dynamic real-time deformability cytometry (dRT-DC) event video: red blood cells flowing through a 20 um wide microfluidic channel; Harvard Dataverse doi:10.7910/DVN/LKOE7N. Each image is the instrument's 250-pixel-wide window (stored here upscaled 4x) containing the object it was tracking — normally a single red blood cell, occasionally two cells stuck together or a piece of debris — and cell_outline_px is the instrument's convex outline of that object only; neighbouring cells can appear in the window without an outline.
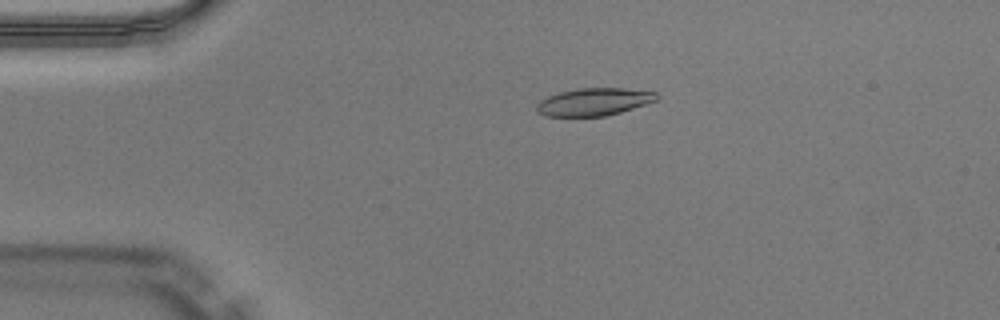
{"species": "Egyptian fruit bat (a non-hibernating species)", "species_latin": "Rousettus aegyptiacus", "temperature_condition": "warm", "stored_images_in_passage": 50, "camera_frame_rate_fps": 3000, "um_per_image_px": 0.085, "animal": {"sex": "male"}, "frame": {"image": 1, "passage_image": 11, "time_ms": 3.333, "image_size_px": [1000, 320], "cell_outline_px": [[660, 96], [656, 100], [620, 112], [604, 116], [544, 116], [536, 112], [536, 104], [540, 100], [548, 96], [560, 92], [580, 88], [624, 88], [656, 92]], "centroid_in_image_um": [50.45, 8.65], "position_along_channel_um": 34.6, "area_um2": 19.19}}
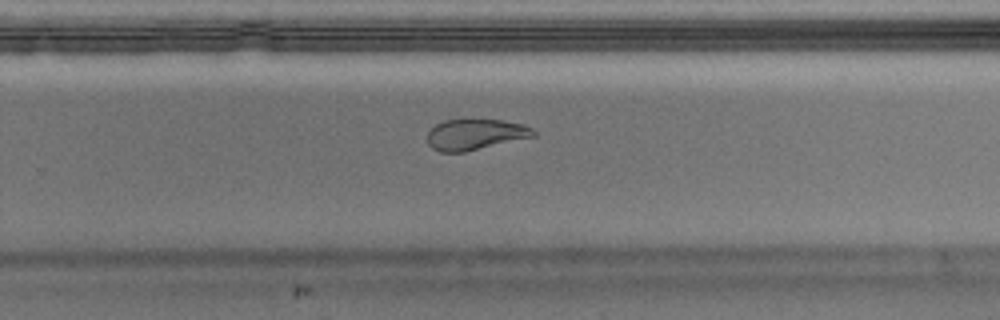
{"frame": {"image": 2, "passage_image": 33, "time_ms": 10.667, "image_size_px": [1000, 320], "cell_outline_px": [[536, 136], [464, 152], [440, 152], [432, 148], [428, 144], [428, 132], [436, 124], [444, 120], [472, 116], [504, 120], [524, 124], [532, 128], [536, 132]], "centroid_in_image_um": [40.41, 11.37], "position_along_channel_um": 289.4, "area_um2": 19.88}}
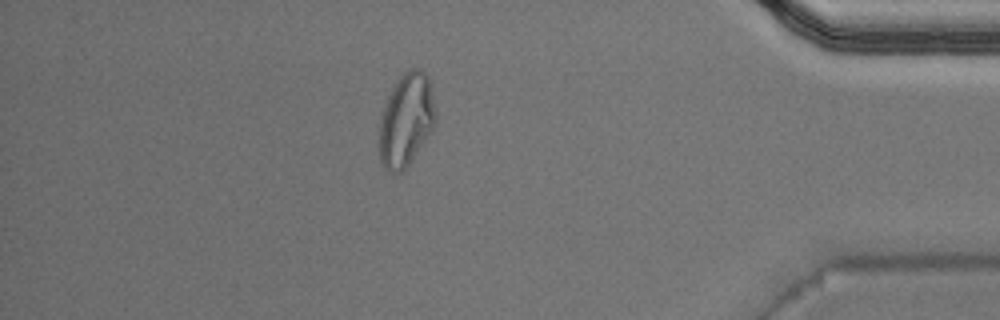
{"frame": {"image": 3, "passage_image": 44, "time_ms": 14.333, "image_size_px": [1000, 320], "cell_outline_px": [[436, 124], [404, 172], [392, 172], [384, 168], [380, 160], [380, 120], [388, 96], [396, 80], [408, 68], [420, 68], [428, 76], [436, 116]], "centroid_in_image_um": [34.53, 10.19], "position_along_channel_um": 400.7, "area_um2": 30.35}, "authors_computed_cell_mechanics": {"area_um2": 20.2011, "velocity_mm_per_s": 4.0399, "shape_relaxation_time_tau1_ms": null, "shape_relaxation_time_tau2_ms": 1.9215, "deformation_change_tau1": null, "deformation_change_tau2": 0.0792}}